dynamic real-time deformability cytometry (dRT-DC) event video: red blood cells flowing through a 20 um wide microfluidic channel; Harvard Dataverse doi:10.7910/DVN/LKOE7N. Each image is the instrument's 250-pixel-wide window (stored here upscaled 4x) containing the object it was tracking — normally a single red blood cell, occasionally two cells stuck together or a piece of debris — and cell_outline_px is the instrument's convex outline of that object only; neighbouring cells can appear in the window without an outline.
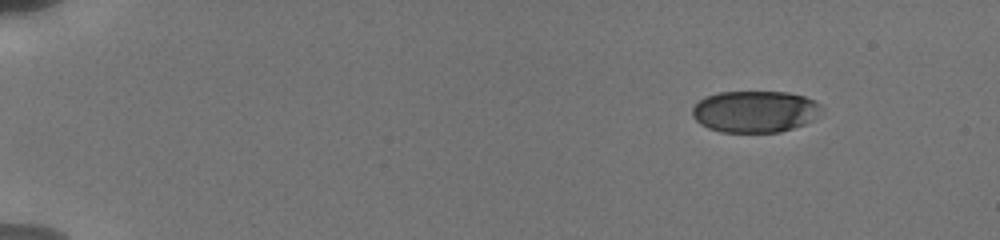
{"species": "human", "species_latin": "Homo sapiens", "temperature_condition": "cold", "stored_images_in_passage": 77, "camera_frame_rate_fps": 3000, "um_per_image_px": 0.085, "donor": {"sex": "male"}, "frame": {"image": 1, "passage_image": 1, "time_ms": 0.0, "image_size_px": [1000, 240], "cell_outline_px": [[820, 108], [812, 120], [804, 124], [780, 132], [720, 132], [708, 128], [700, 124], [692, 116], [692, 108], [704, 96], [720, 92], [788, 92], [804, 96], [816, 100], [820, 104]], "centroid_in_image_um": [64.13, 9.48], "position_along_channel_um": 20.9, "area_um2": 31.33}}
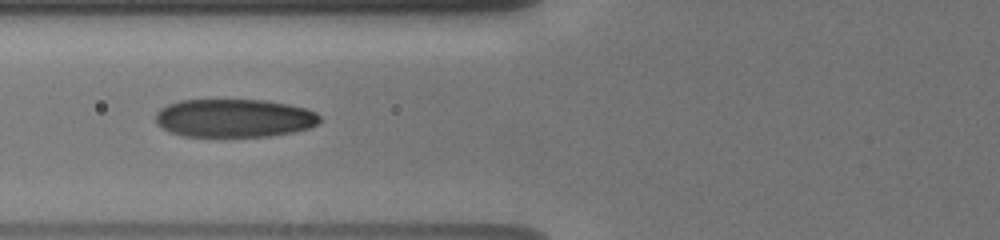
{"frame": {"image": 2, "passage_image": 26, "time_ms": 5.667, "image_size_px": [1000, 240], "cell_outline_px": [[320, 124], [308, 128], [292, 132], [268, 136], [184, 136], [168, 132], [156, 124], [156, 112], [160, 108], [168, 104], [180, 100], [268, 100], [308, 108], [316, 112], [320, 116]], "centroid_in_image_um": [19.91, 10.03], "position_along_channel_um": 105.9, "area_um2": 36.88}}
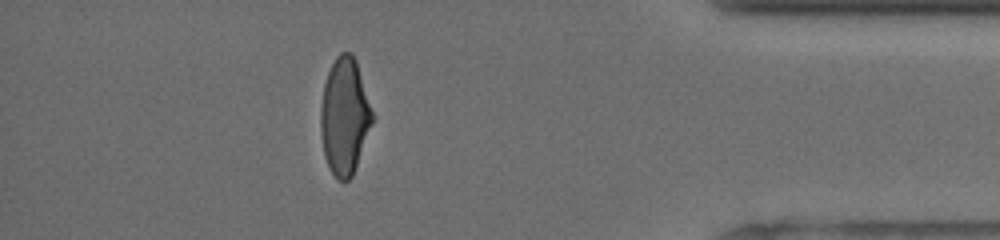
{"frame": {"image": 3, "passage_image": 67, "time_ms": 14.333, "image_size_px": [1000, 240], "cell_outline_px": [[376, 116], [352, 176], [348, 180], [336, 180], [324, 156], [320, 132], [320, 112], [324, 84], [328, 72], [336, 56], [340, 52], [352, 52], [356, 60]], "centroid_in_image_um": [29.31, 9.87], "position_along_channel_um": 405.9, "area_um2": 35.6}, "authors_computed_cell_mechanics": {"area_um2": 35.7204, "velocity_mm_per_s": 3.8124, "shape_relaxation_time_tau1_ms": 3.5132, "shape_relaxation_time_tau2_ms": 0.9684, "deformation_change_tau1": 0.1613, "deformation_change_tau2": 0.0611}}